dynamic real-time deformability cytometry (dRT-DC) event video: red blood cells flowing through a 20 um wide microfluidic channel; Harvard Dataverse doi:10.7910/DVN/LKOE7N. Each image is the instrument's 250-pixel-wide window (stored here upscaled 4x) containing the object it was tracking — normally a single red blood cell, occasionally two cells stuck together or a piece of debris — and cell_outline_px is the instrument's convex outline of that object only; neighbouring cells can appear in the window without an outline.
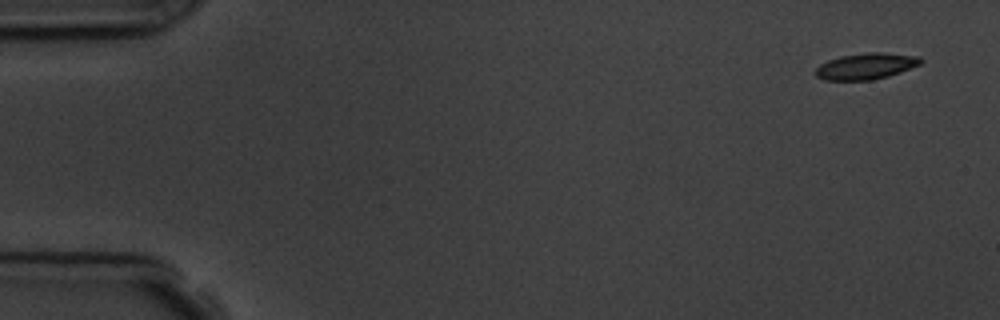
{"species": "common noctule bat (a hibernating species)", "species_latin": "Nyctalus noctula", "temperature_condition": "room temperature", "stored_images_in_passage": 4, "camera_frame_rate_fps": 3000, "um_per_image_px": 0.085, "animal": {"sex": "male", "body_mass_g": 19.5, "forearm_length_mm": 54.6}, "frame": {"image": 1, "passage_image": 1, "time_ms": 0.0, "image_size_px": [1000, 320], "cell_outline_px": [[924, 60], [920, 64], [900, 72], [888, 76], [872, 80], [824, 80], [816, 76], [816, 68], [820, 64], [828, 60], [840, 56], [868, 52], [884, 52], [920, 56]], "centroid_in_image_um": [73.62, 5.62], "position_along_channel_um": 11.4, "area_um2": 16.13}}
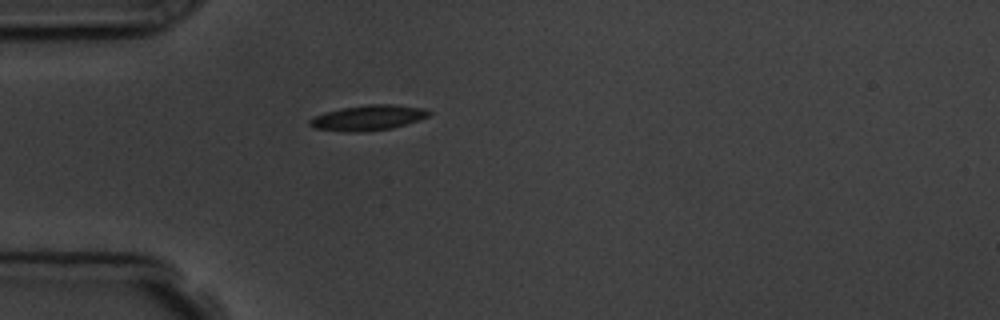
{"frame": {"image": 2, "passage_image": 4, "time_ms": 4.333, "image_size_px": [1000, 320], "cell_outline_px": [[432, 112], [428, 116], [420, 120], [392, 128], [360, 132], [344, 132], [316, 128], [308, 124], [308, 120], [324, 112], [344, 108], [368, 104], [392, 104], [424, 108]], "centroid_in_image_um": [31.31, 10.01], "position_along_channel_um": 53.7, "area_um2": 17.51}}